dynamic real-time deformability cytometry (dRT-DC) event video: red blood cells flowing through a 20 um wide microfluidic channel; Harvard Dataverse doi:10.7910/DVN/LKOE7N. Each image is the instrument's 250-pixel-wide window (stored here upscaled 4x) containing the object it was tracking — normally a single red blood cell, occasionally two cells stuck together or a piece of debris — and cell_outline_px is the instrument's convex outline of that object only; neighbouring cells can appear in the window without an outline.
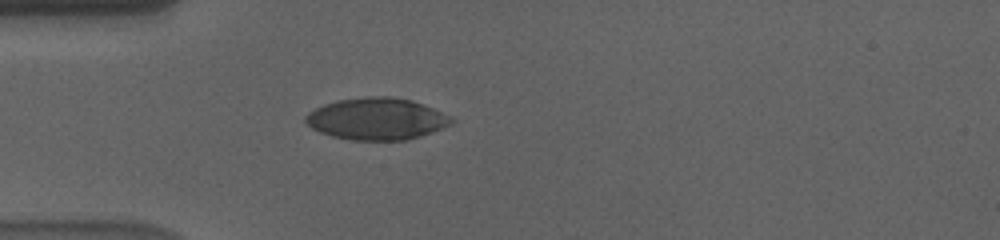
{"species": "human", "species_latin": "Homo sapiens", "temperature_condition": "cold", "stored_images_in_passage": 57, "camera_frame_rate_fps": 3000, "um_per_image_px": 0.085, "donor": {"sex": "male"}, "frame": {"image": 1, "passage_image": 17, "time_ms": 5.333, "image_size_px": [1000, 240], "cell_outline_px": [[456, 120], [452, 124], [432, 132], [408, 140], [352, 140], [332, 136], [320, 132], [312, 128], [304, 120], [304, 116], [308, 112], [324, 104], [336, 100], [364, 96], [392, 96], [412, 100], [452, 116]], "centroid_in_image_um": [32.03, 10.09], "position_along_channel_um": 53.0, "area_um2": 35.84}}
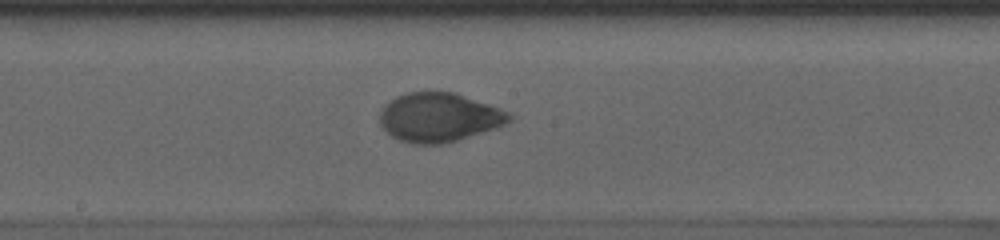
{"frame": {"image": 2, "passage_image": 31, "time_ms": 10.0, "image_size_px": [1000, 240], "cell_outline_px": [[512, 120], [496, 128], [444, 144], [412, 144], [400, 140], [392, 136], [380, 124], [380, 112], [384, 104], [396, 96], [408, 92], [452, 92], [500, 108], [508, 112], [512, 116]], "centroid_in_image_um": [37.3, 9.98], "position_along_channel_um": 210.9, "area_um2": 36.76}}
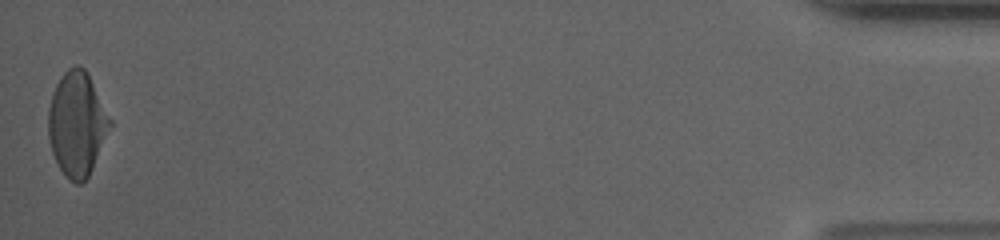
{"frame": {"image": 3, "passage_image": 57, "time_ms": 18.667, "image_size_px": [1000, 240], "cell_outline_px": [[112, 124], [92, 168], [88, 176], [80, 184], [76, 184], [60, 168], [52, 152], [48, 136], [48, 108], [52, 92], [60, 76], [68, 68], [76, 64], [80, 64], [88, 72], [112, 120]], "centroid_in_image_um": [6.54, 10.46], "position_along_channel_um": 428.7, "area_um2": 37.4}, "authors_computed_cell_mechanics": {"area_um2": 36.703, "velocity_mm_per_s": 3.5821, "shape_relaxation_time_tau1_ms": 4.9456, "shape_relaxation_time_tau2_ms": 0.9289, "deformation_change_tau1": 0.1668, "deformation_change_tau2": 0.0394}}